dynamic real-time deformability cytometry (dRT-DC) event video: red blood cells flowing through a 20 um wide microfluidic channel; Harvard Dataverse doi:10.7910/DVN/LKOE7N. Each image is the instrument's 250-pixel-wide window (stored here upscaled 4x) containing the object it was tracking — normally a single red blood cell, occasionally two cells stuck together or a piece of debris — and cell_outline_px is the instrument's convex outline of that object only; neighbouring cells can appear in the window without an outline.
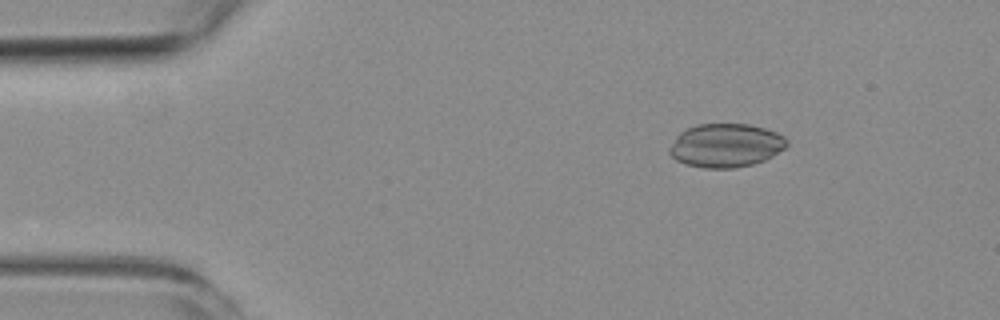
{"species": "common noctule bat (a hibernating species)", "species_latin": "Nyctalus noctula", "temperature_condition": "room temperature", "stored_images_in_passage": 3, "camera_frame_rate_fps": 3000, "um_per_image_px": 0.085, "animal": {"sex": "female", "body_mass_g": 19.3, "forearm_length_mm": 54.1}, "frame": {"image": 1, "passage_image": 1, "time_ms": 0.0, "image_size_px": [1000, 320], "cell_outline_px": [[788, 144], [784, 148], [772, 156], [764, 160], [752, 164], [732, 168], [704, 168], [684, 164], [676, 160], [668, 152], [668, 148], [676, 136], [680, 132], [696, 124], [748, 124], [764, 128], [776, 132], [784, 136], [788, 140]], "centroid_in_image_um": [61.67, 12.36], "position_along_channel_um": 23.3, "area_um2": 29.88}}